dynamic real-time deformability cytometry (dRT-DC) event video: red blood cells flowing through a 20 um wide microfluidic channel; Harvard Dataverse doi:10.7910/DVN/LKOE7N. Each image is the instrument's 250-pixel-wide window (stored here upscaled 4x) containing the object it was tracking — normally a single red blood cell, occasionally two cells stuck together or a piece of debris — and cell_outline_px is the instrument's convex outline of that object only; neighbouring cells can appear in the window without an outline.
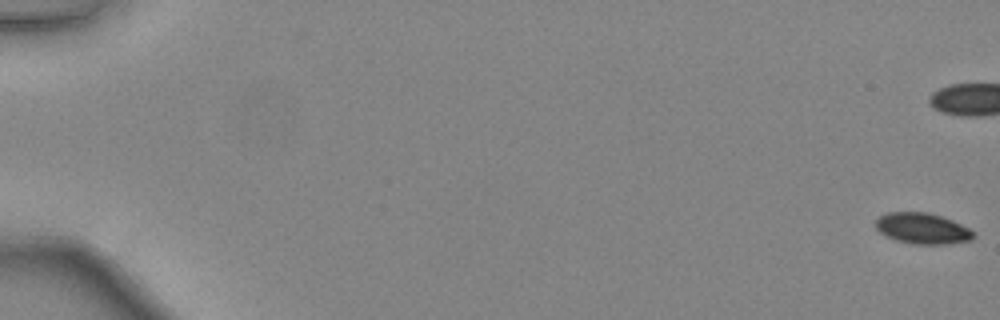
{"species": "common noctule bat (a hibernating species)", "species_latin": "Nyctalus noctula", "temperature_condition": "warm", "stored_images_in_passage": 31, "camera_frame_rate_fps": 3000, "um_per_image_px": 0.085, "animal": {"sex": "female", "body_mass_g": 24.6, "forearm_length_mm": 56.2}, "frame": {"image": 1, "passage_image": 1, "time_ms": 0.0, "image_size_px": [1000, 320], "cell_outline_px": [[976, 236], [972, 240], [948, 244], [912, 244], [896, 240], [880, 232], [876, 228], [876, 220], [880, 216], [888, 212], [928, 212], [952, 220], [968, 228]], "centroid_in_image_um": [78.41, 19.42], "position_along_channel_um": 6.6, "area_um2": 17.51}}